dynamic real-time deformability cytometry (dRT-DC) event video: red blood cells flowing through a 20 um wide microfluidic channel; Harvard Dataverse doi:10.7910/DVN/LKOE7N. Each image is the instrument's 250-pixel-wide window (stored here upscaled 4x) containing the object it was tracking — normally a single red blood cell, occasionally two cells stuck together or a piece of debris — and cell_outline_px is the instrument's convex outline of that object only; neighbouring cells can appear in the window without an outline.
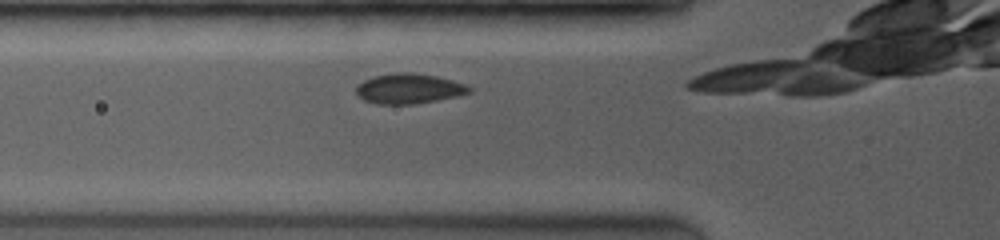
{"species": "common noctule bat (a hibernating species)", "species_latin": "Nyctalus noctula", "temperature_condition": "room temperature", "stored_images_in_passage": 31, "camera_frame_rate_fps": 3500, "um_per_image_px": 0.085, "animal": {"sex": "female", "body_mass_g": 19.0, "forearm_length_mm": 53.3}, "frame": {"image": 1, "passage_image": 2, "time_ms": 0.571, "image_size_px": [1000, 240], "cell_outline_px": [[472, 92], [460, 96], [412, 104], [376, 104], [364, 100], [356, 92], [356, 88], [364, 80], [372, 76], [396, 72], [412, 72], [436, 76], [452, 80], [464, 84], [472, 88]], "centroid_in_image_um": [34.78, 7.53], "position_along_channel_um": 91.0, "area_um2": 19.83}}
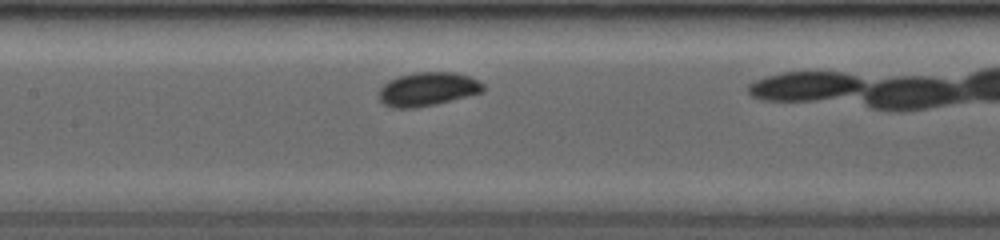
{"frame": {"image": 2, "passage_image": 10, "time_ms": 2.571, "image_size_px": [1000, 240], "cell_outline_px": [[484, 92], [436, 104], [416, 108], [392, 108], [384, 104], [380, 100], [380, 88], [388, 80], [400, 76], [416, 72], [456, 72], [480, 80], [484, 84]], "centroid_in_image_um": [36.38, 7.57], "position_along_channel_um": 171.0, "area_um2": 20.58}}
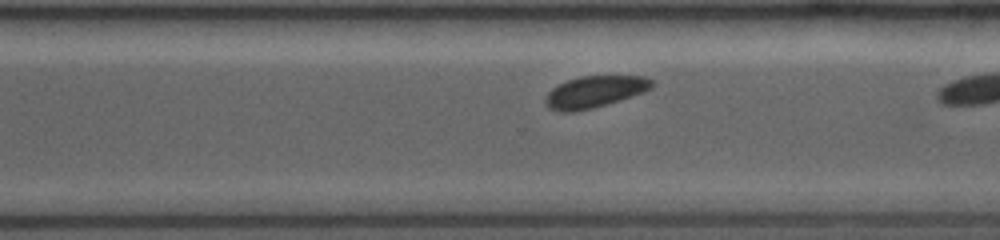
{"frame": {"image": 3, "passage_image": 25, "time_ms": 6.286, "image_size_px": [1000, 240], "cell_outline_px": [[652, 88], [644, 92], [620, 100], [592, 108], [572, 112], [556, 112], [548, 108], [544, 104], [544, 100], [548, 92], [552, 88], [568, 80], [580, 76], [644, 76], [652, 80]], "centroid_in_image_um": [50.51, 7.81], "position_along_channel_um": 320.1, "area_um2": 19.65}}